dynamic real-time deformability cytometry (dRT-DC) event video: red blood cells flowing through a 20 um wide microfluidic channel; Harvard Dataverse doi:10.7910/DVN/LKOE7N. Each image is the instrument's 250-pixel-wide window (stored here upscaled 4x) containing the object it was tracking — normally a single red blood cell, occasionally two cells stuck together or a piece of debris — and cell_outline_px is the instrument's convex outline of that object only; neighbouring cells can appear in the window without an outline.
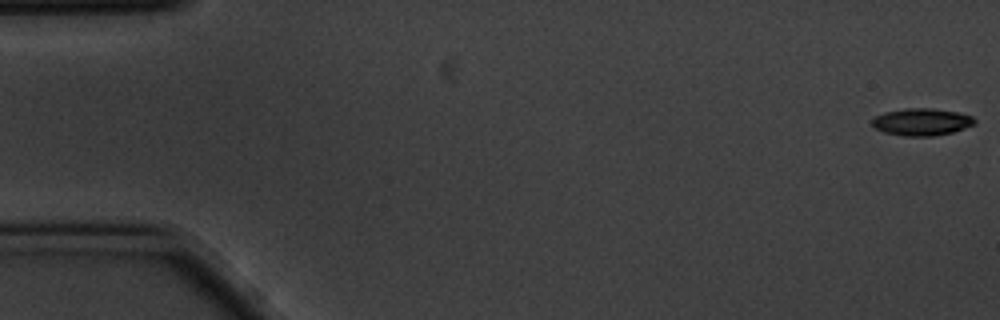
{"species": "common noctule bat (a hibernating species)", "species_latin": "Nyctalus noctula", "temperature_condition": "cold", "stored_images_in_passage": 7, "camera_frame_rate_fps": 3000, "um_per_image_px": 0.085, "animal": {"sex": "male", "body_mass_g": 20.1, "forearm_length_mm": 53.5}, "frame": {"image": 1, "passage_image": 1, "time_ms": 0.0, "image_size_px": [1000, 320], "cell_outline_px": [[976, 124], [952, 132], [932, 136], [904, 136], [884, 132], [876, 128], [872, 124], [872, 120], [876, 116], [884, 112], [904, 108], [932, 108], [956, 112], [972, 116], [976, 120]], "centroid_in_image_um": [78.35, 10.36], "position_along_channel_um": 6.7, "area_um2": 16.18}}